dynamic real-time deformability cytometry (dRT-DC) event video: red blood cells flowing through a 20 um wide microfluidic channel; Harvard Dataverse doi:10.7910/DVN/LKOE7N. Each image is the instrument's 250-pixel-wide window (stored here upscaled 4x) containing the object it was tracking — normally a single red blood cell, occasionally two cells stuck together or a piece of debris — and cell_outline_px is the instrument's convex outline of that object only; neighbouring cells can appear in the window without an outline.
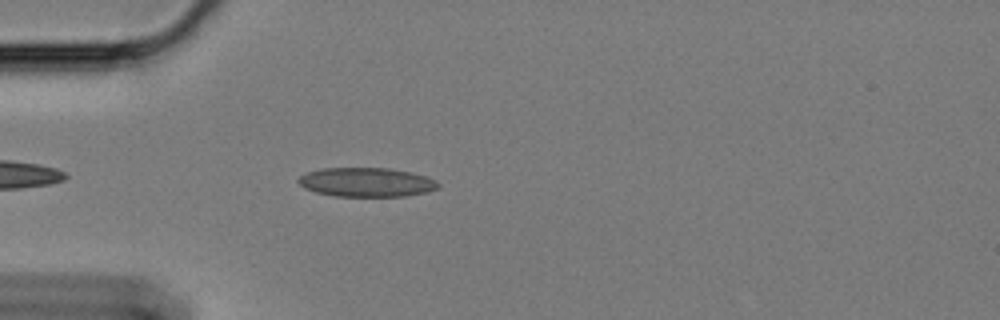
{"species": "Egyptian fruit bat (a non-hibernating species)", "species_latin": "Rousettus aegyptiacus", "temperature_condition": "cold", "stored_images_in_passage": 47, "camera_frame_rate_fps": 3000, "um_per_image_px": 0.085, "animal": {"sex": "female"}, "frame": {"image": 1, "passage_image": 5, "time_ms": 1.333, "image_size_px": [1000, 320], "cell_outline_px": [[440, 184], [436, 188], [428, 192], [404, 196], [336, 196], [316, 192], [304, 188], [296, 180], [300, 176], [308, 172], [324, 168], [388, 168], [412, 172], [424, 176]], "centroid_in_image_um": [31.12, 15.49], "position_along_channel_um": 53.9, "area_um2": 23.52}}
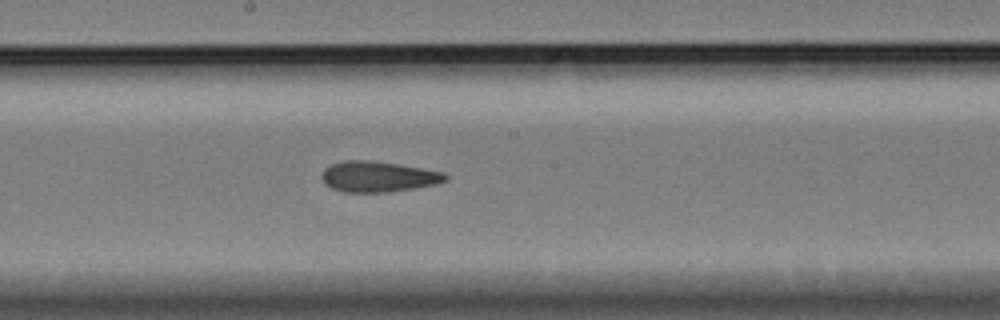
{"frame": {"image": 2, "passage_image": 20, "time_ms": 6.333, "image_size_px": [1000, 320], "cell_outline_px": [[448, 180], [436, 184], [388, 192], [344, 192], [332, 188], [324, 184], [320, 176], [324, 168], [332, 164], [344, 160], [372, 160], [444, 172], [448, 176]], "centroid_in_image_um": [32.1, 15.01], "position_along_channel_um": 216.1, "area_um2": 22.08}}
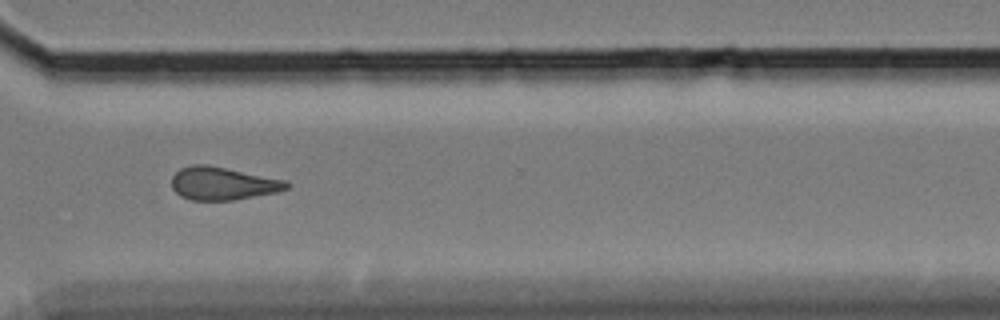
{"frame": {"image": 3, "passage_image": 32, "time_ms": 10.333, "image_size_px": [1000, 320], "cell_outline_px": [[292, 184], [288, 188], [276, 192], [232, 200], [192, 200], [180, 196], [172, 188], [172, 176], [180, 168], [192, 164], [208, 164], [288, 180]], "centroid_in_image_um": [18.95, 15.58], "position_along_channel_um": 351.6, "area_um2": 22.25}, "authors_computed_cell_mechanics": {"area_um2": 22.0796, "velocity_mm_per_s": 3.4003, "shape_relaxation_time_tau1_ms": null, "shape_relaxation_time_tau2_ms": 3.6842, "deformation_change_tau1": null, "deformation_change_tau2": 0.1146}}